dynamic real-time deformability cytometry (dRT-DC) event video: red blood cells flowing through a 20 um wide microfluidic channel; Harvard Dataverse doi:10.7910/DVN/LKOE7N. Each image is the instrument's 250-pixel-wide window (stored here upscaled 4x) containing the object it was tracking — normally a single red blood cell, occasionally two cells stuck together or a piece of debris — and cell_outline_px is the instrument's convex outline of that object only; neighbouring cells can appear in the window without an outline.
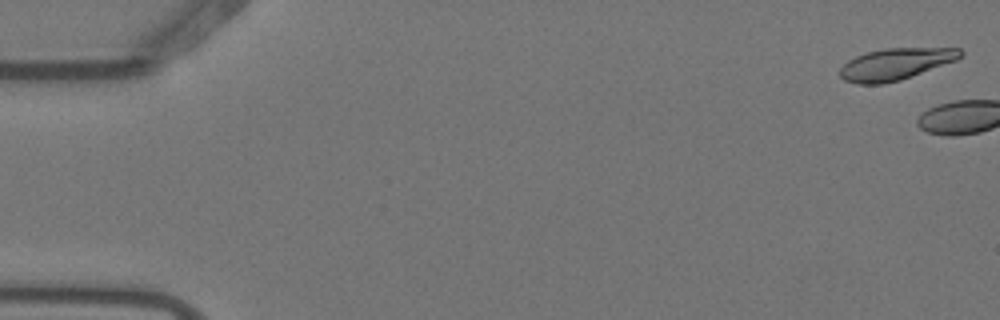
{"species": "Egyptian fruit bat (a non-hibernating species)", "species_latin": "Rousettus aegyptiacus", "temperature_condition": "warm", "stored_images_in_passage": 2, "camera_frame_rate_fps": 3000, "um_per_image_px": 0.085, "animal": {"sex": "female"}, "frame": {"image": 1, "passage_image": 1, "time_ms": 0.0, "image_size_px": [1000, 320], "cell_outline_px": [[964, 52], [956, 60], [900, 80], [884, 84], [856, 84], [844, 80], [840, 76], [840, 68], [848, 60], [856, 56], [868, 52], [884, 48], [960, 48]], "centroid_in_image_um": [76.09, 5.45], "position_along_channel_um": 8.9, "area_um2": 22.08}}